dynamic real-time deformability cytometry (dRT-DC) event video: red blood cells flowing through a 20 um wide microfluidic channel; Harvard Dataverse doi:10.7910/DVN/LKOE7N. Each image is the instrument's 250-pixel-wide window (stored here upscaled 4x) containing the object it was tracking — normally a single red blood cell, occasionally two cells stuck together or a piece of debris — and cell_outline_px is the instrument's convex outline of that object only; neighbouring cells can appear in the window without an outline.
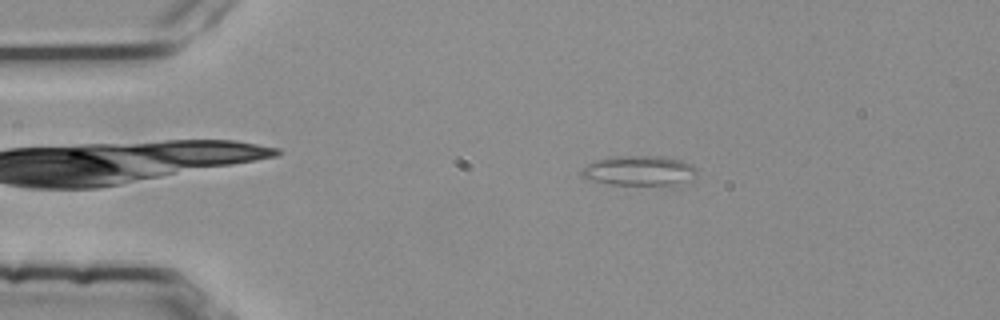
{"species": "common noctule bat (a hibernating species)", "species_latin": "Nyctalus noctula", "temperature_condition": "room temperature", "stored_images_in_passage": 3, "camera_frame_rate_fps": 3000, "um_per_image_px": 0.085, "animal": {"sex": "female", "body_mass_g": 25.1}, "frame": {"image": 1, "passage_image": 2, "time_ms": 0.333, "image_size_px": [1000, 320], "cell_outline_px": [[696, 180], [680, 184], [612, 184], [588, 180], [580, 176], [580, 168], [596, 160], [616, 156], [660, 156], [680, 160], [692, 164], [696, 168]], "centroid_in_image_um": [54.34, 14.51], "position_along_channel_um": 30.7, "area_um2": 20.23}}